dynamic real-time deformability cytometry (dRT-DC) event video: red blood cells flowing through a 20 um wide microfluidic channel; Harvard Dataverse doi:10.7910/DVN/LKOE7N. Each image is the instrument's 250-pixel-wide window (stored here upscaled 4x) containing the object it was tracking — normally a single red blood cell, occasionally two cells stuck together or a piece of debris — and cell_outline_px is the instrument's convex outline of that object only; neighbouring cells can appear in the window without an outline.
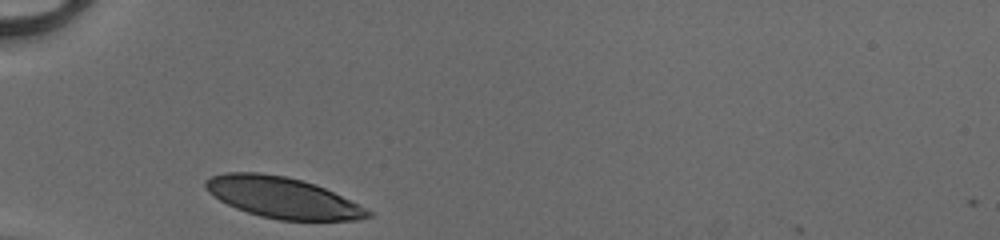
{"species": "human", "species_latin": "Homo sapiens", "temperature_condition": "cold", "stored_images_in_passage": 26, "camera_frame_rate_fps": 3000, "um_per_image_px": 0.085, "donor": {"sex": "male"}, "frame": {"image": 1, "passage_image": 1, "time_ms": 0.0, "image_size_px": [1000, 240], "cell_outline_px": [[372, 216], [356, 220], [280, 220], [260, 216], [236, 208], [220, 200], [208, 192], [204, 188], [204, 180], [212, 176], [224, 172], [256, 172], [284, 176], [316, 184], [372, 212]], "centroid_in_image_um": [23.95, 16.79], "position_along_channel_um": 61.1, "area_um2": 38.26}}
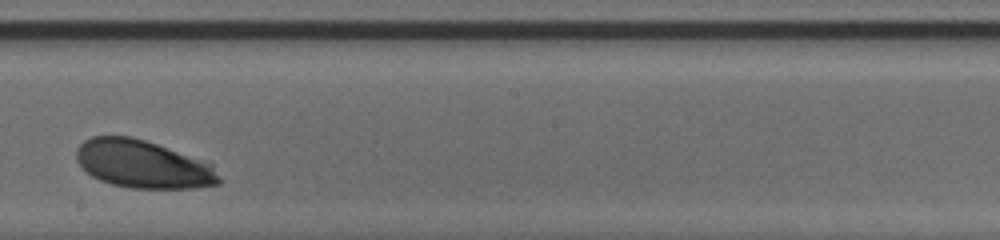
{"frame": {"image": 2, "passage_image": 15, "time_ms": 4.667, "image_size_px": [1000, 240], "cell_outline_px": [[220, 184], [192, 188], [128, 188], [112, 184], [100, 180], [92, 176], [76, 160], [76, 148], [84, 140], [92, 136], [132, 136], [208, 160], [212, 164], [220, 176]], "centroid_in_image_um": [12.19, 13.95], "position_along_channel_um": 236.0, "area_um2": 40.17}}
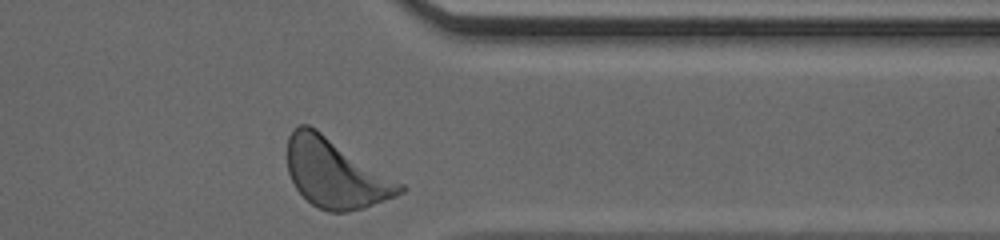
{"frame": {"image": 3, "passage_image": 26, "time_ms": 8.333, "image_size_px": [1000, 240], "cell_outline_px": [[408, 188], [404, 192], [396, 196], [364, 208], [348, 212], [328, 212], [312, 204], [296, 188], [288, 172], [288, 136], [292, 128], [300, 124], [308, 124], [316, 128], [404, 184]], "centroid_in_image_um": [28.53, 14.73], "position_along_channel_um": 382.9, "area_um2": 45.32}, "authors_computed_cell_mechanics": {"area_um2": 40.46, "velocity_mm_per_s": 4.0555, "shape_relaxation_time_tau1_ms": 2.0822, "shape_relaxation_time_tau2_ms": null, "deformation_change_tau1": 0.1285, "deformation_change_tau2": null}}